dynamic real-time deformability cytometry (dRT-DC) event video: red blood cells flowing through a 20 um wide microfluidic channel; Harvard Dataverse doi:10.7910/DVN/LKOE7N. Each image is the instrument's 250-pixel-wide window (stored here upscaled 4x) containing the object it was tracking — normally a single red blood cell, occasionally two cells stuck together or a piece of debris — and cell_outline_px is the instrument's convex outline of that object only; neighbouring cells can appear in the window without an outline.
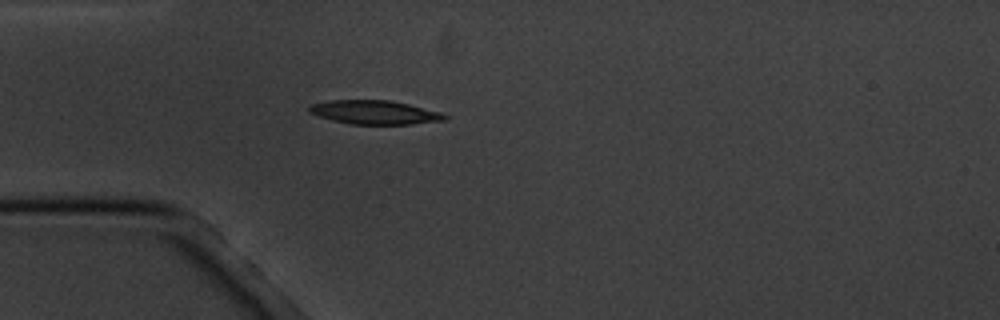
{"species": "common noctule bat (a hibernating species)", "species_latin": "Nyctalus noctula", "temperature_condition": "cold", "stored_images_in_passage": 1, "camera_frame_rate_fps": 3000, "um_per_image_px": 0.085, "animal": {"sex": "male", "body_mass_g": 20.1, "forearm_length_mm": 53.5}, "frame": {"image": 1, "passage_image": 1, "time_ms": 0.0, "image_size_px": [1000, 320], "cell_outline_px": [[448, 120], [412, 124], [352, 124], [332, 120], [308, 112], [308, 104], [332, 100], [388, 100], [408, 104], [444, 112], [448, 116]], "centroid_in_image_um": [31.89, 9.54], "position_along_channel_um": 53.1, "area_um2": 18.96}}